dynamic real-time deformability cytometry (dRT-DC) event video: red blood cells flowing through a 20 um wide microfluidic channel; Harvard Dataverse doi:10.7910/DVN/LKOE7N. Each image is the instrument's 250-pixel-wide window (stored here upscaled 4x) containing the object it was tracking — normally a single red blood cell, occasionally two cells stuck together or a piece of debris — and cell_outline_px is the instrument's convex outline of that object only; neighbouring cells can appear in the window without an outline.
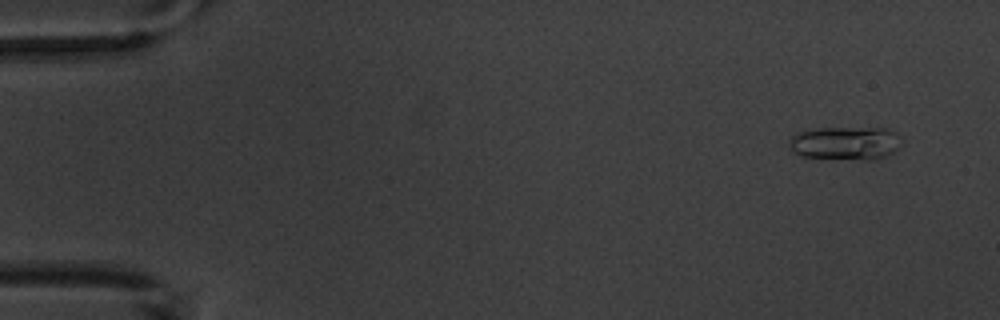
{"species": "common noctule bat (a hibernating species)", "species_latin": "Nyctalus noctula", "temperature_condition": "warm", "stored_images_in_passage": 5, "camera_frame_rate_fps": 3000, "um_per_image_px": 0.085, "animal": {"sex": "male", "body_mass_g": 20.1, "forearm_length_mm": 53.5}, "frame": {"image": 1, "passage_image": 1, "time_ms": 0.0, "image_size_px": [1000, 320], "cell_outline_px": [[900, 136], [896, 148], [892, 152], [876, 160], [864, 160], [804, 156], [796, 152], [788, 144], [788, 140], [792, 136], [800, 132], [820, 128], [888, 128], [896, 132]], "centroid_in_image_um": [71.88, 12.16], "position_along_channel_um": 13.1, "area_um2": 21.5}}